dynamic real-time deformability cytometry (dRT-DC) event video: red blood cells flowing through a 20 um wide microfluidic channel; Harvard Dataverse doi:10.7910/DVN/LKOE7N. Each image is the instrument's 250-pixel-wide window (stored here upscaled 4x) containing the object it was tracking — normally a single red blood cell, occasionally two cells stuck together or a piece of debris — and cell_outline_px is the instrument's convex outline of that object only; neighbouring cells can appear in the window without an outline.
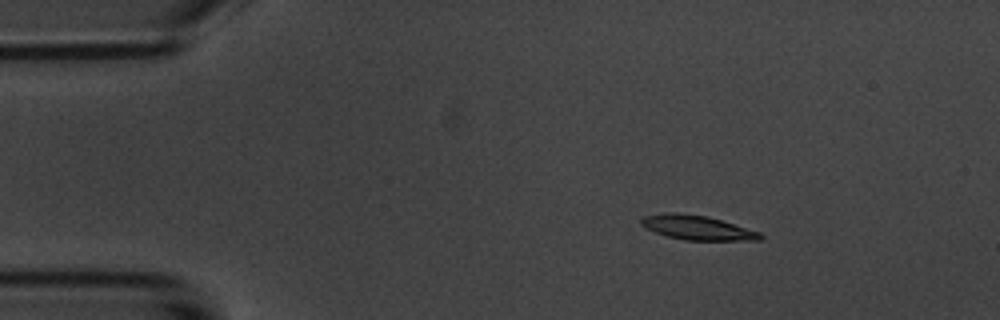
{"species": "common noctule bat (a hibernating species)", "species_latin": "Nyctalus noctula", "temperature_condition": "room temperature", "stored_images_in_passage": 3, "camera_frame_rate_fps": 3000, "um_per_image_px": 0.085, "animal": {"sex": "male", "body_mass_g": 20.1, "forearm_length_mm": 53.5}, "frame": {"image": 1, "passage_image": 1, "time_ms": 0.0, "image_size_px": [1000, 320], "cell_outline_px": [[764, 236], [760, 240], [684, 240], [668, 236], [656, 232], [640, 224], [640, 220], [644, 216], [668, 212], [676, 212], [708, 216], [760, 232]], "centroid_in_image_um": [59.27, 19.34], "position_along_channel_um": 25.7, "area_um2": 16.76}}